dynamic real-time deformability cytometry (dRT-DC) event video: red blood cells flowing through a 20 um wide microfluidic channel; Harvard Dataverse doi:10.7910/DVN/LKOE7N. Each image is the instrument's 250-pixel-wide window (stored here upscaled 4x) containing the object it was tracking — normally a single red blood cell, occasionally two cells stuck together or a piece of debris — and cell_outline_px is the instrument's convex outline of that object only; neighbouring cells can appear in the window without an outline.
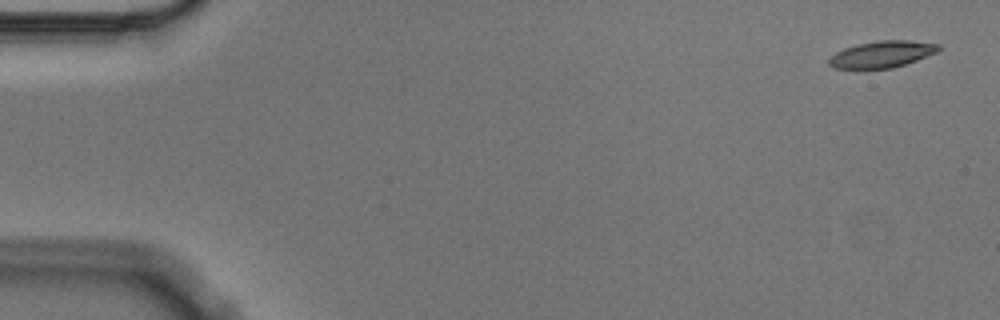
{"species": "Egyptian fruit bat (a non-hibernating species)", "species_latin": "Rousettus aegyptiacus", "temperature_condition": "cold", "stored_images_in_passage": 6, "camera_frame_rate_fps": 3000, "um_per_image_px": 0.085, "animal": {"sex": "male"}, "frame": {"image": 1, "passage_image": 1, "time_ms": 0.0, "image_size_px": [1000, 320], "cell_outline_px": [[940, 48], [936, 52], [916, 60], [892, 68], [832, 68], [828, 64], [828, 60], [836, 52], [844, 48], [856, 44], [880, 40], [912, 40], [940, 44]], "centroid_in_image_um": [74.96, 4.6], "position_along_channel_um": 10.0, "area_um2": 16.88}}
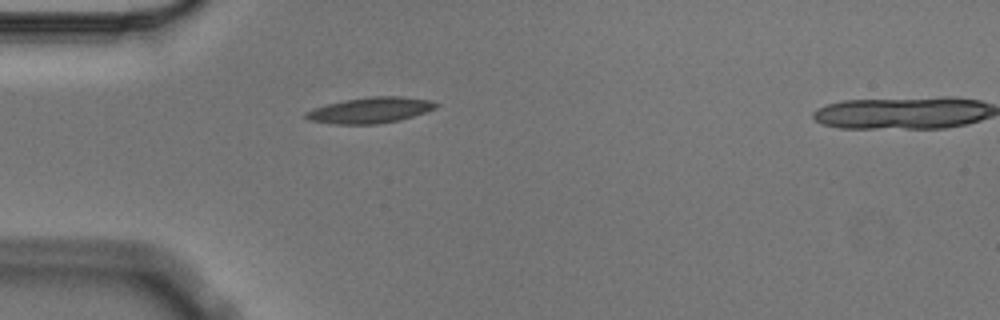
{"frame": {"image": 2, "passage_image": 5, "time_ms": 1.333, "image_size_px": [1000, 320], "cell_outline_px": [[440, 104], [436, 108], [400, 120], [376, 124], [332, 124], [308, 120], [304, 116], [304, 112], [312, 108], [344, 100], [368, 96], [400, 96], [428, 100]], "centroid_in_image_um": [31.42, 9.37], "position_along_channel_um": 53.6, "area_um2": 19.59}}